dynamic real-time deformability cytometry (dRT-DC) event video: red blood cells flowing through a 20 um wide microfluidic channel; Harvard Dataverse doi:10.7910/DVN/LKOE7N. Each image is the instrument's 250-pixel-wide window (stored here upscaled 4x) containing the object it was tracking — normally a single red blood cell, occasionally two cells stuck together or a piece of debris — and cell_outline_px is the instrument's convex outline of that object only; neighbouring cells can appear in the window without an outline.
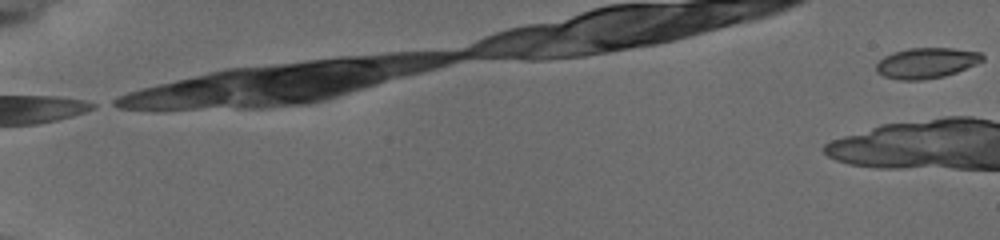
{"species": "common noctule bat (a hibernating species)", "species_latin": "Nyctalus noctula", "temperature_condition": "cold", "stored_images_in_passage": 11, "camera_frame_rate_fps": 3000, "um_per_image_px": 0.085, "animal": {"sex": "female", "body_mass_g": 19.5, "forearm_length_mm": 54.1}, "frame": {"image": 1, "passage_image": 1, "time_ms": 0.0, "image_size_px": [1000, 240], "cell_outline_px": [[984, 60], [956, 72], [944, 76], [920, 80], [900, 80], [884, 76], [876, 72], [876, 64], [884, 56], [892, 52], [908, 48], [952, 48], [980, 52], [984, 56]], "centroid_in_image_um": [78.72, 5.34], "position_along_channel_um": 6.3, "area_um2": 18.84}}